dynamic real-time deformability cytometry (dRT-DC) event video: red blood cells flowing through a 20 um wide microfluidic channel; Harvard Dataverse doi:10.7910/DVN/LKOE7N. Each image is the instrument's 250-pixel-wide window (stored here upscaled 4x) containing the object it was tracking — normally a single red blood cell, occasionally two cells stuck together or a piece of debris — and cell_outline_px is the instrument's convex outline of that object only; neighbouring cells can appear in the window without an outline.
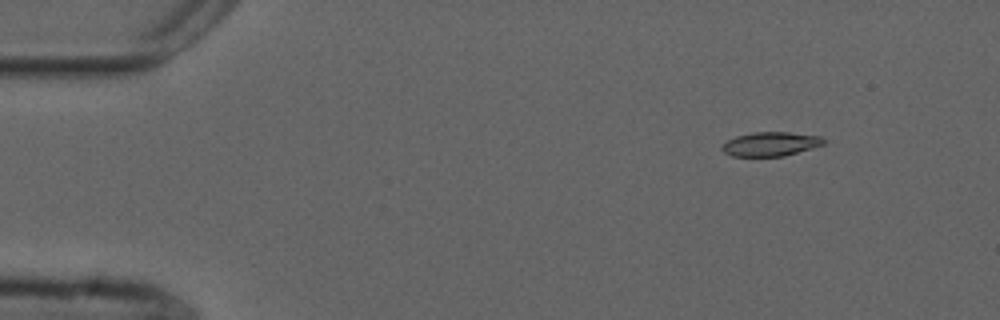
{"species": "common noctule bat (a hibernating species)", "species_latin": "Nyctalus noctula", "temperature_condition": "cold", "stored_images_in_passage": 3, "camera_frame_rate_fps": 3000, "um_per_image_px": 0.085, "animal": {"sex": "male", "forearm_length_mm": 52.5}, "frame": {"image": 1, "passage_image": 2, "time_ms": 0.333, "image_size_px": [1000, 320], "cell_outline_px": [[824, 144], [812, 148], [784, 156], [732, 156], [724, 152], [720, 148], [720, 144], [736, 136], [752, 132], [788, 132], [820, 136], [824, 140]], "centroid_in_image_um": [65.45, 12.24], "position_along_channel_um": 19.5, "area_um2": 14.28}}